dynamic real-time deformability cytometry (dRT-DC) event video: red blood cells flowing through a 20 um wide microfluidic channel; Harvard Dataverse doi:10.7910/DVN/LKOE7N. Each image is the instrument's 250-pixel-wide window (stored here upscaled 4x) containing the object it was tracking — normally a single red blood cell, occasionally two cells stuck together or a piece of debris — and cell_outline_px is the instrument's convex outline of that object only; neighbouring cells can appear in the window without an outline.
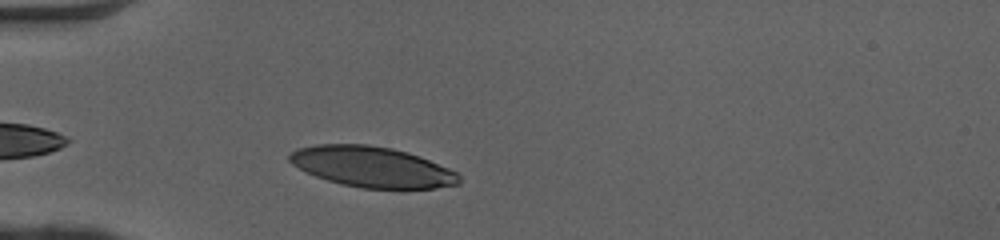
{"species": "human", "species_latin": "Homo sapiens", "temperature_condition": "cold", "stored_images_in_passage": 30, "camera_frame_rate_fps": 3000, "um_per_image_px": 0.085, "donor": {"sex": "female"}, "frame": {"image": 1, "passage_image": 3, "time_ms": 0.667, "image_size_px": [1000, 240], "cell_outline_px": [[460, 184], [436, 188], [360, 188], [340, 184], [316, 176], [292, 164], [288, 160], [288, 156], [292, 152], [300, 148], [316, 144], [368, 144], [392, 148], [408, 152], [420, 156], [448, 168], [456, 172], [460, 176]], "centroid_in_image_um": [31.64, 14.18], "position_along_channel_um": 53.4, "area_um2": 40.0}}
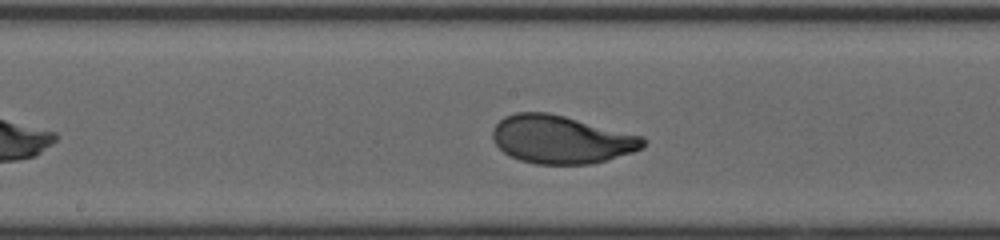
{"frame": {"image": 2, "passage_image": 15, "time_ms": 4.667, "image_size_px": [1000, 240], "cell_outline_px": [[648, 140], [644, 148], [632, 152], [592, 164], [536, 164], [520, 160], [504, 152], [492, 140], [492, 128], [504, 116], [516, 112], [548, 112], [644, 136]], "centroid_in_image_um": [47.72, 11.85], "position_along_channel_um": 200.5, "area_um2": 42.25}}
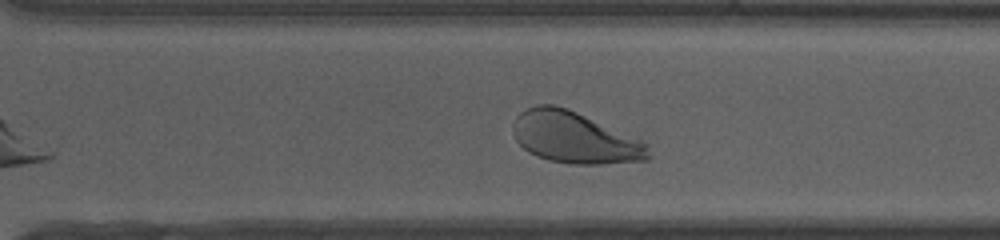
{"frame": {"image": 3, "passage_image": 24, "time_ms": 7.667, "image_size_px": [1000, 240], "cell_outline_px": [[648, 160], [604, 164], [572, 164], [548, 160], [536, 156], [528, 152], [516, 140], [512, 132], [512, 124], [516, 116], [520, 112], [536, 104], [552, 104], [568, 108], [640, 140], [648, 144]], "centroid_in_image_um": [48.79, 11.69], "position_along_channel_um": 321.8, "area_um2": 40.46}, "authors_computed_cell_mechanics": {"area_um2": 41.7027, "velocity_mm_per_s": 4.06, "shape_relaxation_time_tau1_ms": 2.3258, "shape_relaxation_time_tau2_ms": null, "deformation_change_tau1": 0.1801, "deformation_change_tau2": null}}